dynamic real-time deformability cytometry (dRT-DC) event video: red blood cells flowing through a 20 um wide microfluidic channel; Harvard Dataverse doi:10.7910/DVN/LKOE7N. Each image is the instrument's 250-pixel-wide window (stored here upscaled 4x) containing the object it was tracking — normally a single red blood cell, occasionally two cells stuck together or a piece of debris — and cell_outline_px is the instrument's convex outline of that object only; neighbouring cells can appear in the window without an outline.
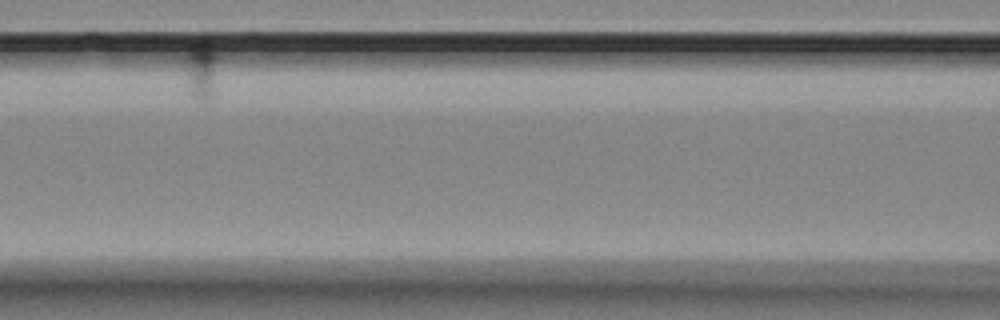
{"species": "Egyptian fruit bat (a non-hibernating species)", "species_latin": "Rousettus aegyptiacus", "temperature_condition": "room temperature", "stored_images_in_passage": 11, "segment_of_instrument_passage": [2, 2], "camera_frame_rate_fps": 3000, "um_per_image_px": 0.085, "animal": {"sex": "female"}, "frame": {"image": 1, "passage_image": 7, "time_ms": 7.667, "image_size_px": [1000, 320], "cell_outline_px": [[216, 56], [212, 96], [208, 100], [200, 100], [192, 96], [188, 60], [188, 52], [192, 44], [204, 36], [212, 44], [216, 52]], "centroid_in_image_um": [17.17, 5.83], "position_along_channel_um": 149.4, "area_um2": 10.17}}